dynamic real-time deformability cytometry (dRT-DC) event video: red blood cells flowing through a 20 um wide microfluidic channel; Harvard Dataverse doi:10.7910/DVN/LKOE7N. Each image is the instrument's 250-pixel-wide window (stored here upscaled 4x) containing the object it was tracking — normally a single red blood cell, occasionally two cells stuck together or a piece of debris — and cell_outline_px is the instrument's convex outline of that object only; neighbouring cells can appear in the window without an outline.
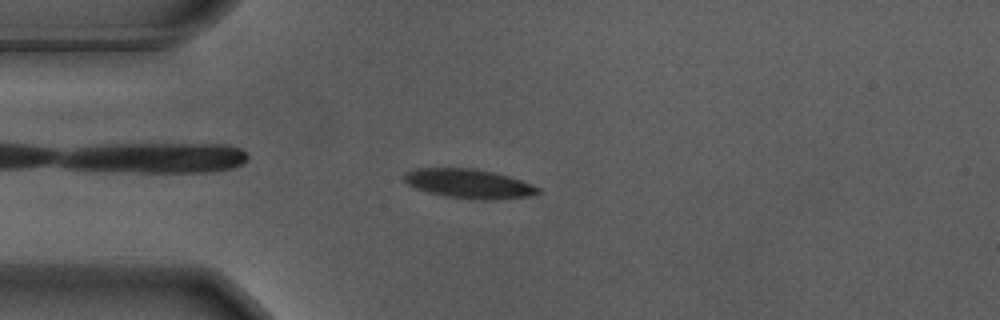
{"species": "Egyptian fruit bat (a non-hibernating species)", "species_latin": "Rousettus aegyptiacus", "temperature_condition": "warm", "stored_images_in_passage": 56, "camera_frame_rate_fps": 3000, "um_per_image_px": 0.085, "animal": {"sex": "male"}, "frame": {"image": 1, "passage_image": 14, "time_ms": 4.333, "image_size_px": [1000, 320], "cell_outline_px": [[540, 192], [532, 196], [492, 200], [472, 200], [448, 196], [428, 192], [416, 188], [408, 184], [404, 180], [404, 172], [416, 168], [476, 168], [508, 176], [532, 184], [540, 188]], "centroid_in_image_um": [39.87, 15.61], "position_along_channel_um": 45.1, "area_um2": 22.89}}
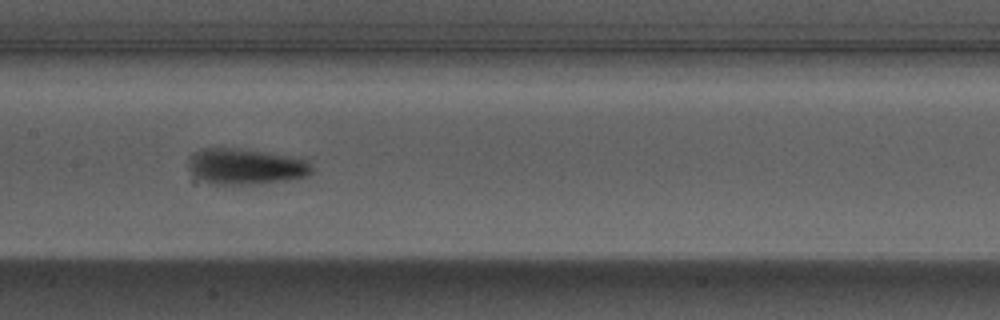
{"frame": {"image": 2, "passage_image": 27, "time_ms": 8.667, "image_size_px": [1000, 320], "cell_outline_px": [[312, 172], [308, 176], [288, 180], [248, 184], [212, 184], [204, 180], [192, 172], [188, 168], [188, 160], [196, 152], [204, 148], [236, 148], [308, 160], [312, 164]], "centroid_in_image_um": [20.89, 14.16], "position_along_channel_um": 186.5, "area_um2": 25.2}}
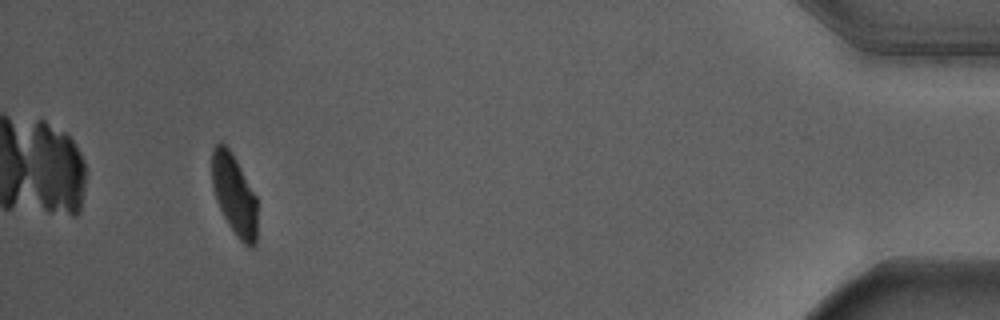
{"frame": {"image": 3, "passage_image": 52, "time_ms": 17.0, "image_size_px": [1000, 320], "cell_outline_px": [[256, 244], [252, 248], [248, 248], [236, 236], [228, 224], [216, 200], [212, 184], [212, 148], [220, 140], [224, 140], [232, 152], [256, 196]], "centroid_in_image_um": [19.9, 16.51], "position_along_channel_um": 415.3, "area_um2": 21.5}, "authors_computed_cell_mechanics": {"area_um2": 23.12, "velocity_mm_per_s": 3.6413, "shape_relaxation_time_tau1_ms": 2.5578, "shape_relaxation_time_tau2_ms": 1.4486, "deformation_change_tau1": 0.1533, "deformation_change_tau2": 0.0634}}